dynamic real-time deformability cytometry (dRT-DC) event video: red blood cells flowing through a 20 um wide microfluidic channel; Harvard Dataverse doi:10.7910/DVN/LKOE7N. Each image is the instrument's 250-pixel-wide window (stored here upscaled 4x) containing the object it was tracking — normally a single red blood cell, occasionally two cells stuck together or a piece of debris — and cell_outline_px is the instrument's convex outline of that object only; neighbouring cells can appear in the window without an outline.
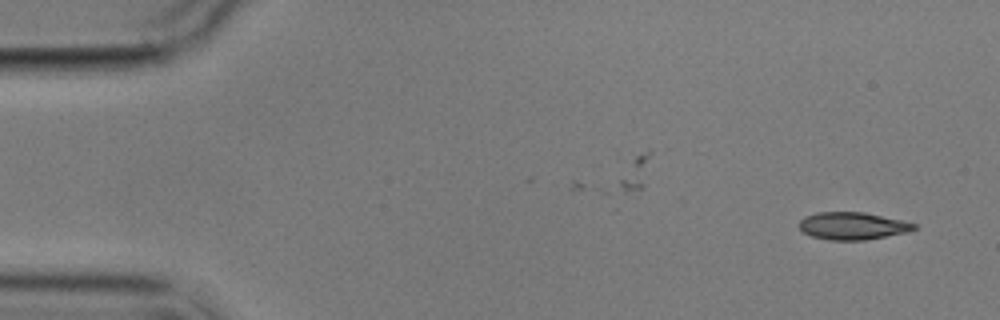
{"species": "common noctule bat (a hibernating species)", "species_latin": "Nyctalus noctula", "temperature_condition": "cold", "stored_images_in_passage": 2, "camera_frame_rate_fps": 3000, "um_per_image_px": 0.085, "animal": {"sex": "male", "body_mass_g": 17.9}, "frame": {"image": 1, "passage_image": 2, "time_ms": 1.667, "image_size_px": [1000, 320], "cell_outline_px": [[916, 228], [908, 232], [864, 240], [828, 240], [812, 236], [804, 232], [800, 228], [800, 220], [804, 216], [816, 212], [864, 212], [900, 220], [916, 224]], "centroid_in_image_um": [72.44, 19.2], "position_along_channel_um": 12.6, "area_um2": 18.21}}